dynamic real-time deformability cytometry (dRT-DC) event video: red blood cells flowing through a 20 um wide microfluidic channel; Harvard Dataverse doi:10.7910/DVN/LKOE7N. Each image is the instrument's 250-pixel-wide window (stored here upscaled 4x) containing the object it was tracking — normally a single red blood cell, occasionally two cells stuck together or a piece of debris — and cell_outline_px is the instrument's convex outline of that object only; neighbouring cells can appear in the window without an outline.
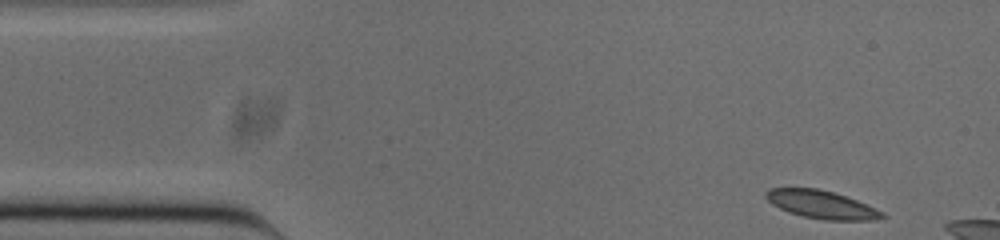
{"species": "common noctule bat (a hibernating species)", "species_latin": "Nyctalus noctula", "temperature_condition": "cold", "stored_images_in_passage": 50, "camera_frame_rate_fps": 3000, "um_per_image_px": 0.085, "animal": {"sex": "male", "body_mass_g": 20.0, "forearm_length_mm": 53.3}, "frame": {"image": 1, "passage_image": 1, "time_ms": 0.0, "image_size_px": [1000, 240], "cell_outline_px": [[888, 216], [876, 220], [824, 220], [804, 216], [788, 212], [772, 204], [764, 196], [764, 192], [768, 188], [816, 188], [832, 192], [856, 200], [876, 208], [884, 212]], "centroid_in_image_um": [69.83, 17.39], "position_along_channel_um": 15.2, "area_um2": 18.96}}
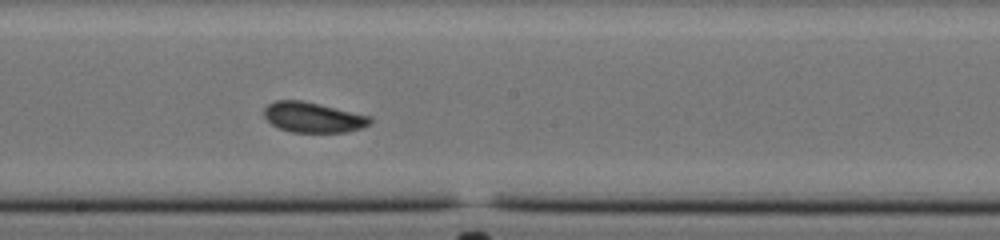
{"frame": {"image": 2, "passage_image": 24, "time_ms": 7.667, "image_size_px": [1000, 240], "cell_outline_px": [[372, 124], [348, 132], [292, 132], [280, 128], [272, 124], [264, 116], [264, 108], [268, 104], [276, 100], [300, 100], [372, 116]], "centroid_in_image_um": [26.63, 9.98], "position_along_channel_um": 221.6, "area_um2": 18.61}}
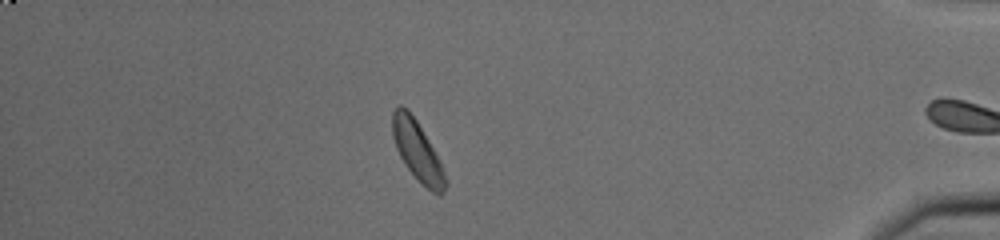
{"frame": {"image": 3, "passage_image": 42, "time_ms": 13.667, "image_size_px": [1000, 240], "cell_outline_px": [[448, 184], [444, 192], [440, 196], [432, 192], [404, 164], [396, 148], [392, 136], [392, 112], [400, 104], [408, 108], [416, 120], [440, 160], [448, 180]], "centroid_in_image_um": [35.49, 12.82], "position_along_channel_um": 399.7, "area_um2": 18.32}, "authors_computed_cell_mechanics": {"area_um2": 18.6405, "velocity_mm_per_s": 3.8244, "shape_relaxation_time_tau1_ms": 3.7071, "shape_relaxation_time_tau2_ms": 9.3621, "deformation_change_tau1": 0.0838, "deformation_change_tau2": 0.0928}}